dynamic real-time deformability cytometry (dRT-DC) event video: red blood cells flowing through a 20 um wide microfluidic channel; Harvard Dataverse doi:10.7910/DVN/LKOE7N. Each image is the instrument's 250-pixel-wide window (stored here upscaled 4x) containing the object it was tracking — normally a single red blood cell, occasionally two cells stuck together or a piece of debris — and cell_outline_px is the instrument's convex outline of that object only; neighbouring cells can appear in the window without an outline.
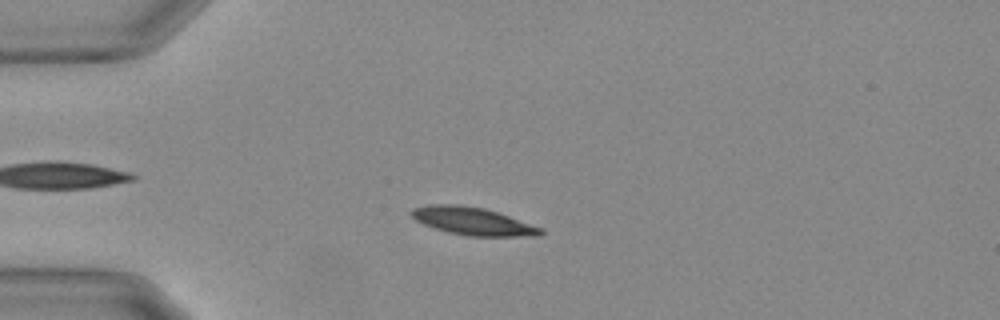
{"species": "Egyptian fruit bat (a non-hibernating species)", "species_latin": "Rousettus aegyptiacus", "temperature_condition": "warm", "stored_images_in_passage": 19, "camera_frame_rate_fps": 3000, "um_per_image_px": 0.085, "animal": {"sex": "female"}, "frame": {"image": 1, "passage_image": 14, "time_ms": 4.333, "image_size_px": [1000, 320], "cell_outline_px": [[544, 232], [540, 236], [468, 236], [448, 232], [424, 224], [416, 220], [412, 216], [412, 208], [428, 204], [460, 204], [484, 208], [544, 228]], "centroid_in_image_um": [40.21, 18.8], "position_along_channel_um": 44.8, "area_um2": 20.81}}